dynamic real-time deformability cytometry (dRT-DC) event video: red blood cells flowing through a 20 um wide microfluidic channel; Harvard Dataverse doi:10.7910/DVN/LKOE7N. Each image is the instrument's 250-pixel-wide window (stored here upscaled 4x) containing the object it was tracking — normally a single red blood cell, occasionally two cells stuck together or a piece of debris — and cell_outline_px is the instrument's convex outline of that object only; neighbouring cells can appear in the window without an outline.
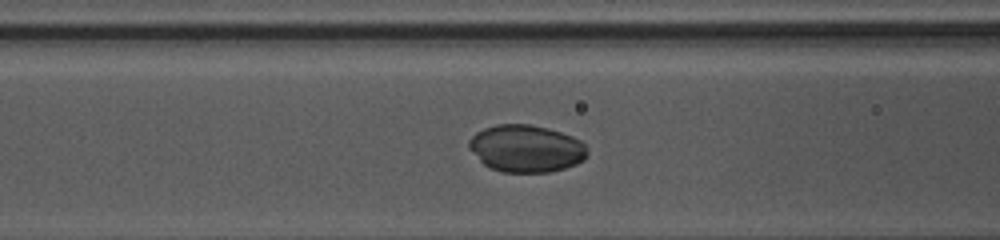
{"species": "common noctule bat (a hibernating species)", "species_latin": "Nyctalus noctula", "temperature_condition": "warm", "stored_images_in_passage": 27, "camera_frame_rate_fps": 3000, "um_per_image_px": 0.085, "animal": {"sex": "female", "body_mass_g": 10.0, "forearm_length_mm": 53.1}, "frame": {"image": 1, "passage_image": 6, "time_ms": 1.667, "image_size_px": [1000, 240], "cell_outline_px": [[588, 156], [584, 160], [576, 164], [564, 168], [548, 172], [504, 172], [492, 168], [484, 164], [468, 148], [468, 140], [476, 132], [484, 128], [496, 124], [532, 124], [548, 128], [572, 136], [580, 140], [588, 148]], "centroid_in_image_um": [44.73, 12.61], "position_along_channel_um": 121.9, "area_um2": 32.71}}
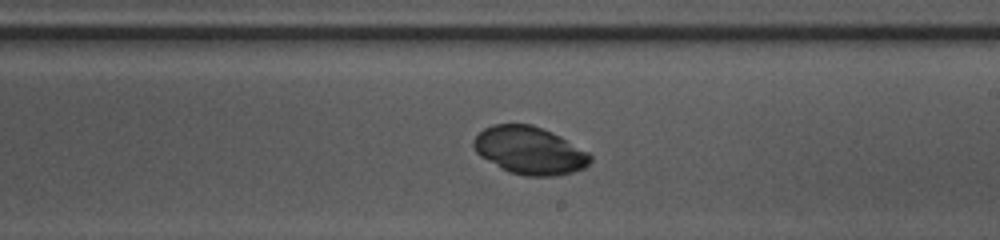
{"frame": {"image": 2, "passage_image": 15, "time_ms": 4.667, "image_size_px": [1000, 240], "cell_outline_px": [[592, 160], [584, 168], [572, 172], [556, 176], [524, 176], [508, 172], [480, 156], [476, 152], [472, 144], [472, 140], [484, 128], [492, 124], [532, 124], [552, 132], [560, 136], [588, 152], [592, 156]], "centroid_in_image_um": [45.0, 12.79], "position_along_channel_um": 244.0, "area_um2": 32.48}}
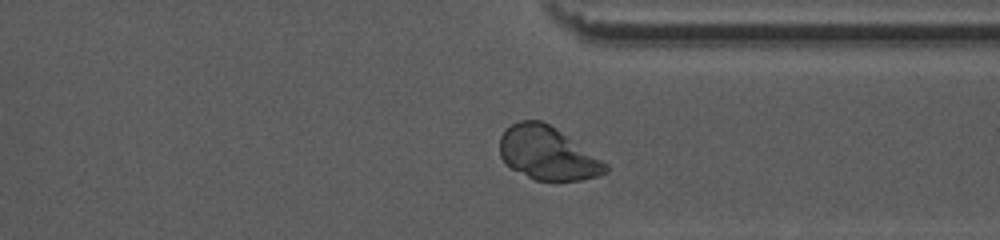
{"frame": {"image": 3, "passage_image": 24, "time_ms": 7.667, "image_size_px": [1000, 240], "cell_outline_px": [[608, 172], [600, 176], [580, 180], [536, 180], [512, 168], [500, 156], [500, 136], [504, 128], [520, 120], [540, 120], [556, 128], [608, 164]], "centroid_in_image_um": [46.54, 13.02], "position_along_channel_um": 364.9, "area_um2": 32.54}}